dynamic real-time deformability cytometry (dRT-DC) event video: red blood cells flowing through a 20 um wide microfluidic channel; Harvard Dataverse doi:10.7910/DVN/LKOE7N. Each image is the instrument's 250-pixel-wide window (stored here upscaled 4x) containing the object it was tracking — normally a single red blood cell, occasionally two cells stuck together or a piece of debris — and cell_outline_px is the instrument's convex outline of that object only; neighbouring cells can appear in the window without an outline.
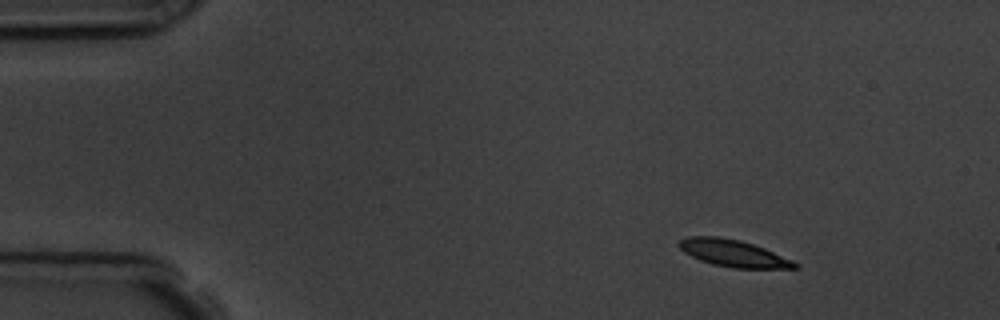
{"species": "common noctule bat (a hibernating species)", "species_latin": "Nyctalus noctula", "temperature_condition": "room temperature", "stored_images_in_passage": 4, "camera_frame_rate_fps": 3000, "um_per_image_px": 0.085, "animal": {"sex": "male", "body_mass_g": 19.5, "forearm_length_mm": 54.6}, "frame": {"image": 1, "passage_image": 1, "time_ms": 0.0, "image_size_px": [1000, 320], "cell_outline_px": [[800, 268], [732, 268], [712, 264], [700, 260], [684, 252], [676, 244], [680, 240], [688, 236], [720, 236], [740, 240], [764, 248], [792, 260], [800, 264]], "centroid_in_image_um": [62.32, 21.52], "position_along_channel_um": 22.7, "area_um2": 18.21}}
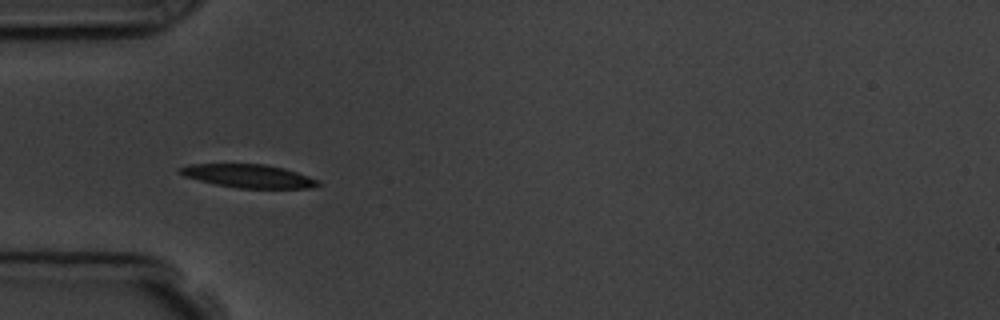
{"frame": {"image": 2, "passage_image": 3, "time_ms": 3.333, "image_size_px": [1000, 320], "cell_outline_px": [[320, 184], [312, 188], [236, 188], [216, 184], [184, 176], [176, 172], [176, 168], [192, 164], [264, 164], [284, 168], [320, 180]], "centroid_in_image_um": [21.1, 14.96], "position_along_channel_um": 63.9, "area_um2": 18.79}}